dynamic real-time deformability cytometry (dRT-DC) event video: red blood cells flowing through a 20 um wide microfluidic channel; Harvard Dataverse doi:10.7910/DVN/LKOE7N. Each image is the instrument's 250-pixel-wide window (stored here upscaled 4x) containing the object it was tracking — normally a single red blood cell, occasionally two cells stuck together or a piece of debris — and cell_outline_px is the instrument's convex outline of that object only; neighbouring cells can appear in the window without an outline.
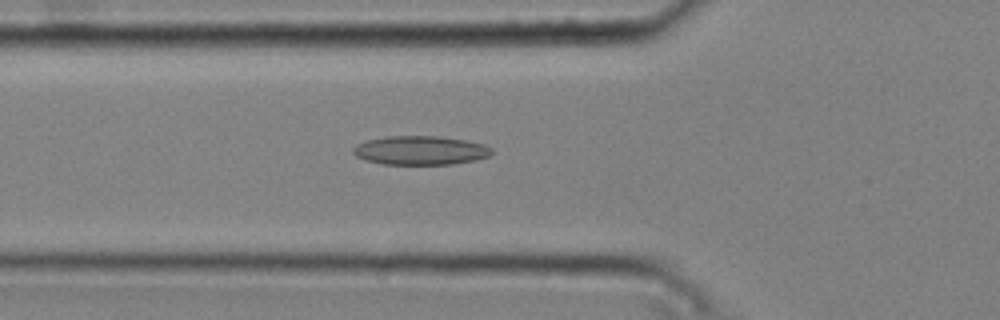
{"species": "common noctule bat (a hibernating species)", "species_latin": "Nyctalus noctula", "temperature_condition": "cold", "stored_images_in_passage": 50, "camera_frame_rate_fps": 3000, "um_per_image_px": 0.085, "animal": {"sex": "male", "body_mass_g": 20.4}, "frame": {"image": 1, "passage_image": 19, "time_ms": 6.0, "image_size_px": [1000, 320], "cell_outline_px": [[492, 152], [488, 156], [476, 160], [452, 164], [384, 164], [364, 160], [356, 156], [352, 152], [352, 148], [356, 144], [368, 140], [384, 136], [440, 136], [468, 140], [484, 144], [492, 148]], "centroid_in_image_um": [35.73, 12.77], "position_along_channel_um": 90.1, "area_um2": 23.52}}
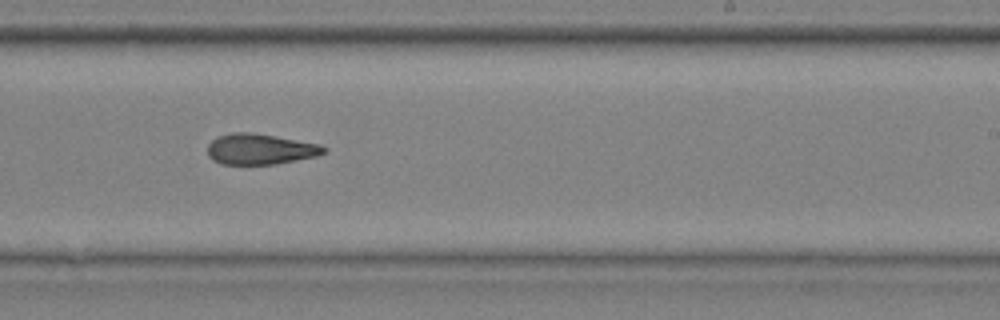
{"frame": {"image": 2, "passage_image": 33, "time_ms": 10.667, "image_size_px": [1000, 320], "cell_outline_px": [[328, 152], [316, 156], [276, 164], [220, 164], [212, 160], [208, 156], [208, 144], [216, 136], [232, 132], [252, 132], [320, 144], [328, 148]], "centroid_in_image_um": [22.11, 12.67], "position_along_channel_um": 266.9, "area_um2": 20.98}}
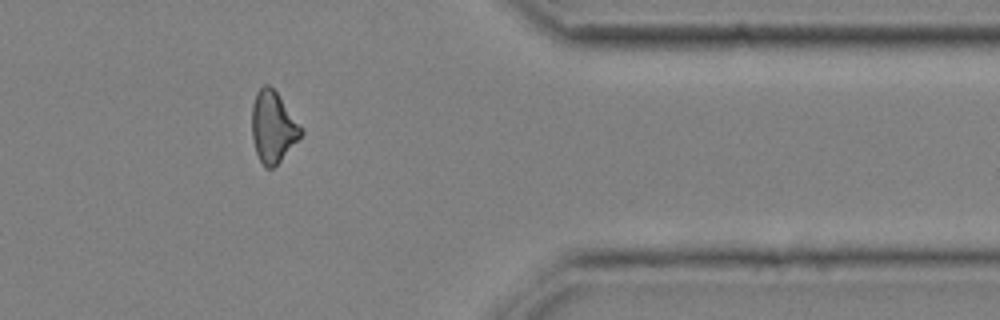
{"frame": {"image": 3, "passage_image": 44, "time_ms": 14.333, "image_size_px": [1000, 320], "cell_outline_px": [[304, 132], [280, 160], [272, 168], [264, 168], [256, 152], [252, 136], [252, 104], [256, 92], [264, 84], [268, 84], [276, 92]], "centroid_in_image_um": [23.16, 10.79], "position_along_channel_um": 388.2, "area_um2": 19.83}, "authors_computed_cell_mechanics": {"area_um2": 21.2415, "velocity_mm_per_s": 3.786, "shape_relaxation_time_tau1_ms": null, "shape_relaxation_time_tau2_ms": 4.0829, "deformation_change_tau1": null, "deformation_change_tau2": 0.1306}}